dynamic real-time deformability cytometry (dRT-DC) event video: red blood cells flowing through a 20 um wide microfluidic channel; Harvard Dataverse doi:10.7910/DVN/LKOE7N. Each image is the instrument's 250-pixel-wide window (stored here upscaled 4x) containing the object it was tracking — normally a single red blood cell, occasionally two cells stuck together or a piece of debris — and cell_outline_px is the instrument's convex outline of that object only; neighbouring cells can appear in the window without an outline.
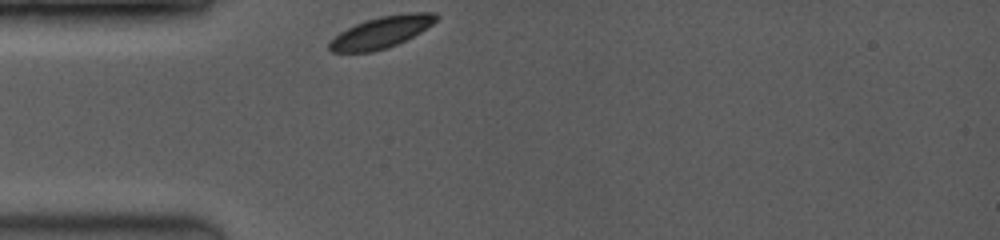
{"species": "common noctule bat (a hibernating species)", "species_latin": "Nyctalus noctula", "temperature_condition": "room temperature", "stored_images_in_passage": 38, "camera_frame_rate_fps": 3500, "um_per_image_px": 0.085, "animal": {"sex": "female", "body_mass_g": 19.0, "forearm_length_mm": 53.3}, "frame": {"image": 1, "passage_image": 1, "time_ms": 0.0, "image_size_px": [1000, 240], "cell_outline_px": [[440, 16], [432, 24], [420, 32], [396, 44], [372, 52], [332, 52], [328, 48], [328, 40], [340, 32], [356, 24], [380, 16], [412, 12], [436, 12]], "centroid_in_image_um": [32.4, 2.73], "position_along_channel_um": 52.6, "area_um2": 19.42}}
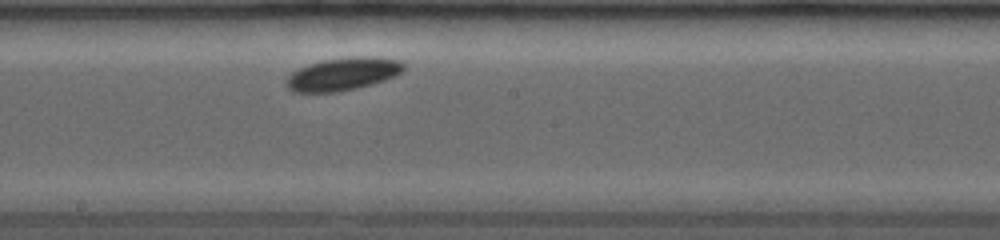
{"frame": {"image": 2, "passage_image": 19, "time_ms": 4.571, "image_size_px": [1000, 240], "cell_outline_px": [[404, 68], [400, 72], [384, 80], [372, 84], [356, 88], [336, 92], [292, 92], [284, 84], [288, 76], [292, 72], [300, 68], [320, 60], [356, 56], [368, 56], [400, 60], [404, 64]], "centroid_in_image_um": [29.1, 6.29], "position_along_channel_um": 219.1, "area_um2": 22.31}}
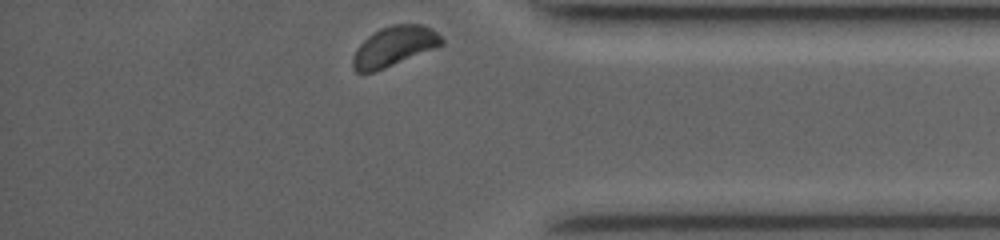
{"frame": {"image": 3, "passage_image": 38, "time_ms": 9.429, "image_size_px": [1000, 240], "cell_outline_px": [[444, 44], [436, 48], [384, 68], [372, 72], [356, 72], [352, 64], [352, 56], [356, 48], [368, 36], [380, 28], [392, 24], [424, 24], [432, 28], [444, 40]], "centroid_in_image_um": [33.51, 3.92], "position_along_channel_um": 401.7, "area_um2": 20.63}, "authors_computed_cell_mechanics": {"area_um2": 21.0392, "velocity_mm_per_s": 3.852, "shape_relaxation_time_tau1_ms": 0.8712, "shape_relaxation_time_tau2_ms": null, "deformation_change_tau1": 0.0414, "deformation_change_tau2": null}}